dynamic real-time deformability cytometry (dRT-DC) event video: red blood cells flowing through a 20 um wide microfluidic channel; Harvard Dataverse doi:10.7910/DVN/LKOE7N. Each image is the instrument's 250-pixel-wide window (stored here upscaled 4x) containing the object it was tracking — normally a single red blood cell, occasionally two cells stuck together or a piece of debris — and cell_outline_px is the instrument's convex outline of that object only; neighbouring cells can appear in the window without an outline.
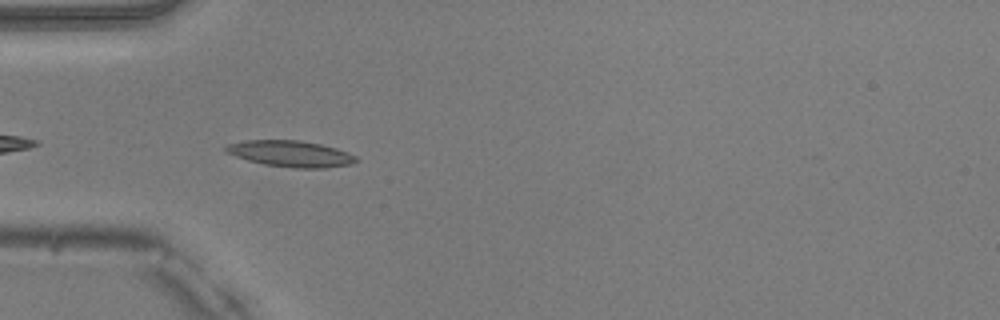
{"species": "common noctule bat (a hibernating species)", "species_latin": "Nyctalus noctula", "temperature_condition": "warm", "stored_images_in_passage": 6, "camera_frame_rate_fps": 3000, "um_per_image_px": 0.085, "animal": {"sex": "male", "body_mass_g": 20.5, "forearm_length_mm": 52.5}, "frame": {"image": 1, "passage_image": 3, "time_ms": 0.667, "image_size_px": [1000, 320], "cell_outline_px": [[360, 160], [352, 164], [324, 168], [292, 168], [264, 164], [248, 160], [236, 156], [228, 152], [224, 148], [228, 144], [244, 140], [300, 140], [320, 144], [336, 148], [348, 152], [356, 156]], "centroid_in_image_um": [24.75, 13.07], "position_along_channel_um": 60.3, "area_um2": 19.88}}